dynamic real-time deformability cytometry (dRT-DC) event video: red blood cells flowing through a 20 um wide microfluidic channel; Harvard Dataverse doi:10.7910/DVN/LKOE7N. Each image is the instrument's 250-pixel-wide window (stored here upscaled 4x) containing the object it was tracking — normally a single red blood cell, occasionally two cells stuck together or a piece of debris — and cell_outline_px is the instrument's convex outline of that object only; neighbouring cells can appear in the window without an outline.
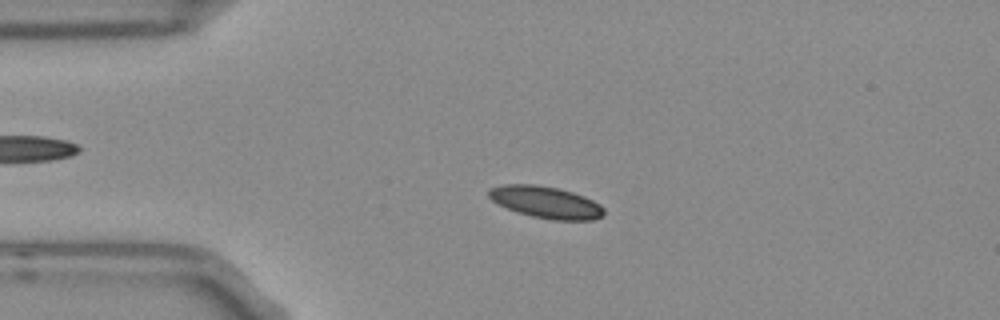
{"species": "Egyptian fruit bat (a non-hibernating species)", "species_latin": "Rousettus aegyptiacus", "temperature_condition": "room temperature", "stored_images_in_passage": 54, "camera_frame_rate_fps": 3000, "um_per_image_px": 0.085, "frame": {"image": 1, "passage_image": 12, "time_ms": 3.667, "image_size_px": [1000, 320], "cell_outline_px": [[604, 216], [592, 220], [552, 220], [532, 216], [516, 212], [492, 200], [488, 196], [488, 188], [504, 184], [532, 184], [556, 188], [572, 192], [584, 196], [600, 204], [604, 208]], "centroid_in_image_um": [46.4, 17.19], "position_along_channel_um": 38.6, "area_um2": 21.33}}
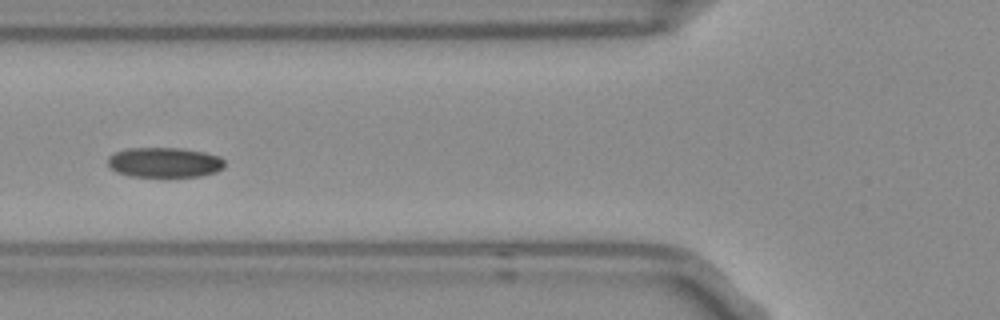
{"frame": {"image": 2, "passage_image": 20, "time_ms": 6.333, "image_size_px": [1000, 320], "cell_outline_px": [[224, 168], [216, 172], [200, 176], [128, 176], [116, 172], [108, 164], [108, 156], [112, 152], [124, 148], [180, 148], [204, 152], [220, 156], [224, 160]], "centroid_in_image_um": [13.96, 13.79], "position_along_channel_um": 111.8, "area_um2": 20.58}}
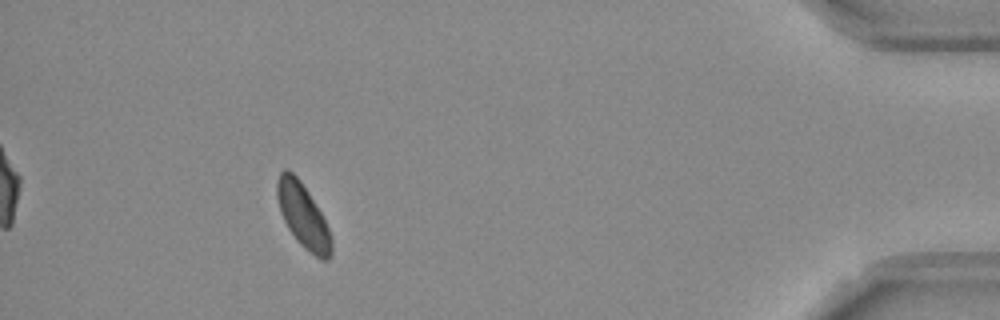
{"frame": {"image": 3, "passage_image": 49, "time_ms": 16.0, "image_size_px": [1000, 320], "cell_outline_px": [[332, 256], [328, 260], [320, 260], [304, 248], [296, 240], [288, 228], [280, 212], [276, 196], [276, 180], [280, 172], [284, 168], [288, 168], [300, 180], [308, 192], [320, 212], [332, 236]], "centroid_in_image_um": [25.75, 18.34], "position_along_channel_um": 409.5, "area_um2": 20.46}, "authors_computed_cell_mechanics": {"area_um2": 20.519, "velocity_mm_per_s": 3.7198, "shape_relaxation_time_tau1_ms": 2.5097, "shape_relaxation_time_tau2_ms": null, "deformation_change_tau1": 0.0619, "deformation_change_tau2": null}}